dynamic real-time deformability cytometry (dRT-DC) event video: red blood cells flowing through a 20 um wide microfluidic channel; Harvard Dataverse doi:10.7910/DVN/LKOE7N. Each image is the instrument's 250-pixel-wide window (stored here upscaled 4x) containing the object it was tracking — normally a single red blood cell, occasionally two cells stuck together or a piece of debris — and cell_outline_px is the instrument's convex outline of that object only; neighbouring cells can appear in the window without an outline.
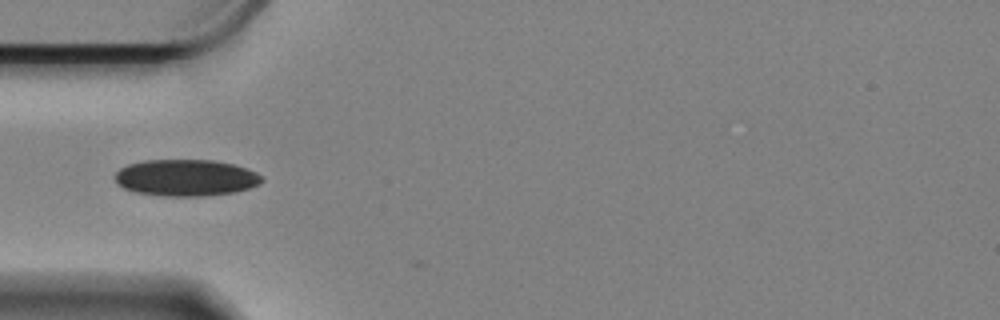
{"species": "Egyptian fruit bat (a non-hibernating species)", "species_latin": "Rousettus aegyptiacus", "temperature_condition": "cold", "stored_images_in_passage": 4, "camera_frame_rate_fps": 3000, "um_per_image_px": 0.085, "animal": {"sex": "female"}, "frame": {"image": 1, "passage_image": 2, "time_ms": 0.333, "image_size_px": [1000, 320], "cell_outline_px": [[264, 180], [260, 184], [248, 188], [232, 192], [204, 196], [164, 196], [136, 192], [124, 188], [116, 180], [116, 172], [120, 168], [128, 164], [144, 160], [212, 160], [232, 164], [256, 172]], "centroid_in_image_um": [15.79, 15.1], "position_along_channel_um": 69.2, "area_um2": 31.04}}